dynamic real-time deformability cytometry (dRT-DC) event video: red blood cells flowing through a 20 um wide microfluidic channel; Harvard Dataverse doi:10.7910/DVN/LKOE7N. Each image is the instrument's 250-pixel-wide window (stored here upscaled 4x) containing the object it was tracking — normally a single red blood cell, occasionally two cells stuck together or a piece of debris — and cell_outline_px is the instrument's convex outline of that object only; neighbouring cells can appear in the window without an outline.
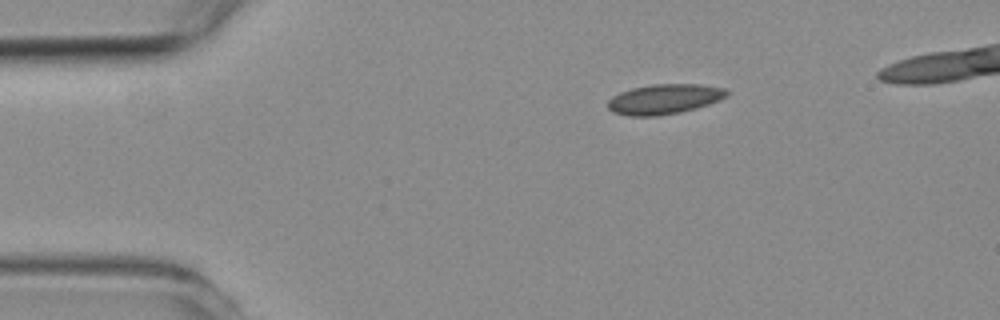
{"species": "common noctule bat (a hibernating species)", "species_latin": "Nyctalus noctula", "temperature_condition": "room temperature", "stored_images_in_passage": 4, "camera_frame_rate_fps": 3000, "um_per_image_px": 0.085, "animal": {"sex": "female", "body_mass_g": 19.3, "forearm_length_mm": 54.1}, "frame": {"image": 1, "passage_image": 1, "time_ms": 0.0, "image_size_px": [1000, 320], "cell_outline_px": [[728, 96], [720, 100], [696, 108], [680, 112], [656, 116], [628, 116], [612, 112], [608, 108], [608, 100], [612, 96], [620, 92], [632, 88], [652, 84], [700, 84], [724, 88], [728, 92]], "centroid_in_image_um": [56.45, 8.42], "position_along_channel_um": 28.5, "area_um2": 20.87}}
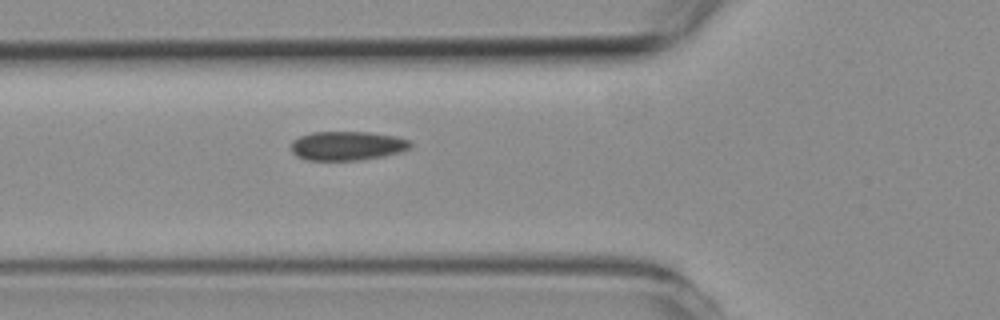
{"frame": {"image": 2, "passage_image": 4, "time_ms": 3.333, "image_size_px": [1000, 320], "cell_outline_px": [[412, 148], [400, 152], [384, 156], [360, 160], [308, 160], [296, 156], [292, 152], [292, 140], [300, 136], [312, 132], [368, 132], [396, 136], [408, 140], [412, 144]], "centroid_in_image_um": [29.53, 12.39], "position_along_channel_um": 96.3, "area_um2": 20.29}}